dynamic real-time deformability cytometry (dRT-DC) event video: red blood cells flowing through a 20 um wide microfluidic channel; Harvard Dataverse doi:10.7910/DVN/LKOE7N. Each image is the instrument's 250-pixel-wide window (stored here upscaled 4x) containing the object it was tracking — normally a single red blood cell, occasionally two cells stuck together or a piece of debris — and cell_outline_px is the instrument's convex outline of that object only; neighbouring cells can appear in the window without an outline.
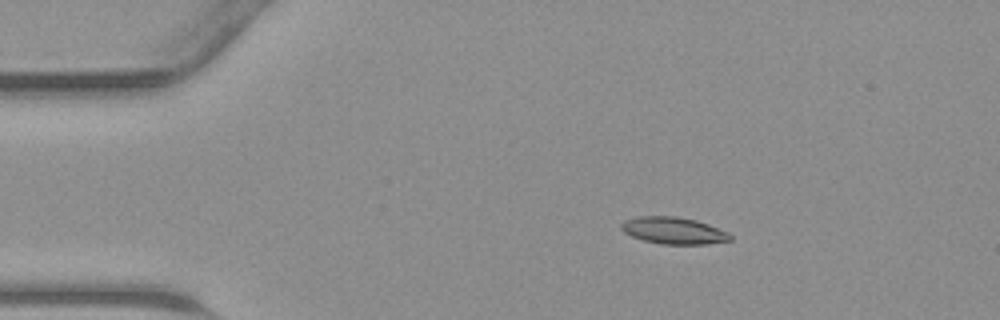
{"species": "common noctule bat (a hibernating species)", "species_latin": "Nyctalus noctula", "temperature_condition": "warm", "stored_images_in_passage": 39, "camera_frame_rate_fps": 3000, "um_per_image_px": 0.085, "animal": {"sex": "male", "body_mass_g": 23.1, "forearm_length_mm": 52.7}, "frame": {"image": 1, "passage_image": 2, "time_ms": 0.333, "image_size_px": [1000, 320], "cell_outline_px": [[732, 240], [708, 244], [660, 244], [644, 240], [632, 236], [624, 232], [620, 228], [620, 224], [624, 220], [640, 216], [676, 216], [696, 220], [708, 224], [728, 232], [732, 236]], "centroid_in_image_um": [57.26, 19.6], "position_along_channel_um": 27.7, "area_um2": 17.11}}
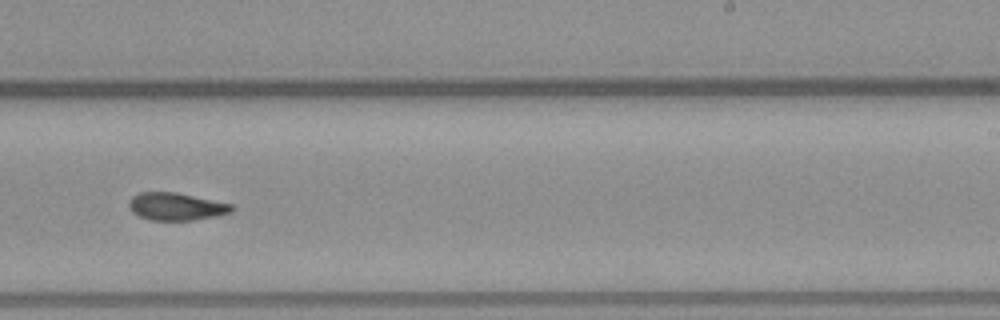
{"frame": {"image": 2, "passage_image": 22, "time_ms": 7.0, "image_size_px": [1000, 320], "cell_outline_px": [[236, 208], [232, 212], [216, 216], [196, 220], [152, 220], [140, 216], [132, 212], [128, 204], [128, 200], [132, 196], [140, 192], [176, 192], [232, 204]], "centroid_in_image_um": [14.99, 17.55], "position_along_channel_um": 274.0, "area_um2": 16.59}}
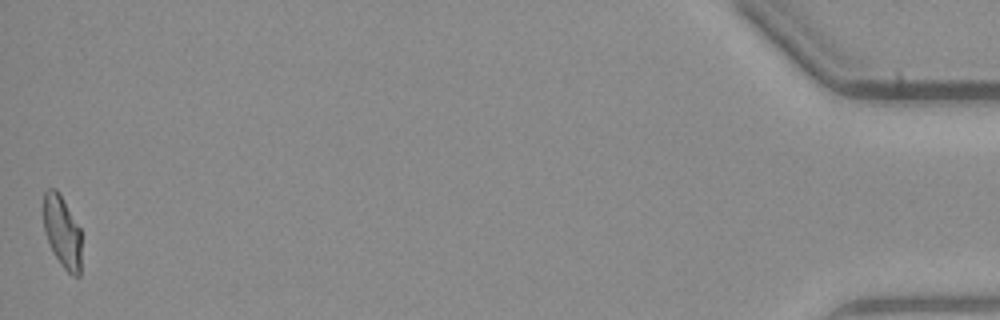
{"frame": {"image": 3, "passage_image": 39, "time_ms": 12.667, "image_size_px": [1000, 320], "cell_outline_px": [[80, 276], [72, 276], [60, 264], [44, 232], [44, 192], [48, 188], [56, 188], [60, 192], [80, 228]], "centroid_in_image_um": [5.29, 19.66], "position_along_channel_um": 429.9, "area_um2": 15.84}}